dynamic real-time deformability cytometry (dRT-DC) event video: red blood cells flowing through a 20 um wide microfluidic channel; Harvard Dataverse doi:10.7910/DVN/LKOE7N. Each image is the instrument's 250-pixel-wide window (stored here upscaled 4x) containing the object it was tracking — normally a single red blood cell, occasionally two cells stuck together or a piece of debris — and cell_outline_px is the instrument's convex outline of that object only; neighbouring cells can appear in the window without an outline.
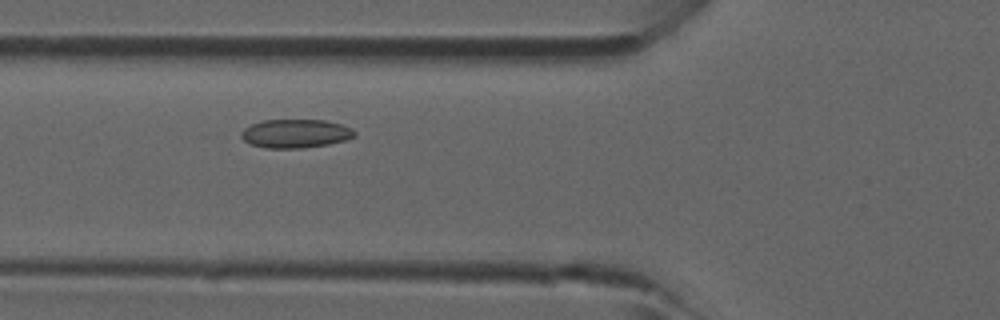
{"species": "common noctule bat (a hibernating species)", "species_latin": "Nyctalus noctula", "temperature_condition": "room temperature", "stored_images_in_passage": 35, "camera_frame_rate_fps": 3000, "um_per_image_px": 0.085, "animal": {"sex": "male", "forearm_length_mm": 52.5}, "frame": {"image": 1, "passage_image": 6, "time_ms": 1.667, "image_size_px": [1000, 320], "cell_outline_px": [[356, 136], [344, 140], [328, 144], [304, 148], [264, 148], [252, 144], [244, 140], [240, 136], [240, 132], [244, 128], [252, 124], [264, 120], [324, 120], [340, 124], [352, 128], [356, 132]], "centroid_in_image_um": [25.11, 11.35], "position_along_channel_um": 100.7, "area_um2": 18.9}}
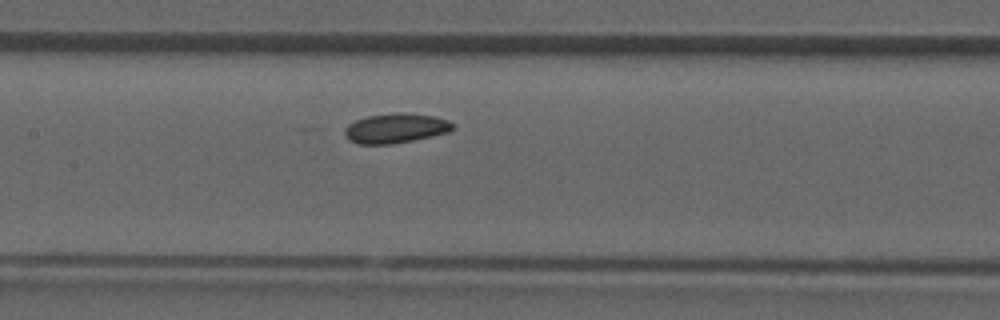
{"frame": {"image": 2, "passage_image": 11, "time_ms": 3.333, "image_size_px": [1000, 320], "cell_outline_px": [[456, 128], [448, 132], [432, 136], [392, 144], [360, 144], [348, 140], [344, 132], [344, 128], [348, 124], [356, 120], [368, 116], [392, 112], [404, 112], [436, 116], [448, 120]], "centroid_in_image_um": [33.63, 10.89], "position_along_channel_um": 173.8, "area_um2": 18.84}}